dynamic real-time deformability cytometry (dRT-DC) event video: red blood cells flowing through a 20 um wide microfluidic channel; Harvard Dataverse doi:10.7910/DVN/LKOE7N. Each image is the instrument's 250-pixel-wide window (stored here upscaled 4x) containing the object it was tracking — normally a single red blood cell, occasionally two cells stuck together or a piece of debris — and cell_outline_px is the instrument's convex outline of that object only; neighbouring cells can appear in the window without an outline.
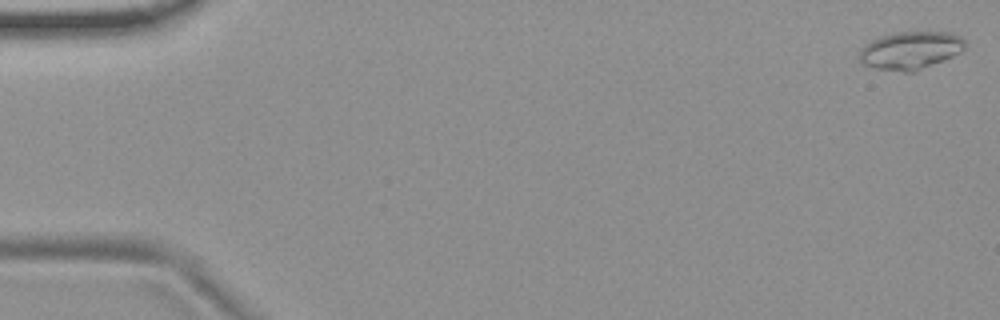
{"species": "common noctule bat (a hibernating species)", "species_latin": "Nyctalus noctula", "temperature_condition": "room temperature", "stored_images_in_passage": 15, "camera_frame_rate_fps": 3000, "um_per_image_px": 0.085, "animal": {"sex": "female", "body_mass_g": 19.9}, "frame": {"image": 1, "passage_image": 1, "time_ms": 0.0, "image_size_px": [1000, 320], "cell_outline_px": [[964, 48], [960, 52], [952, 56], [916, 72], [904, 72], [876, 68], [864, 64], [860, 60], [860, 48], [872, 40], [880, 36], [896, 32], [952, 32], [960, 36], [964, 40]], "centroid_in_image_um": [77.39, 4.28], "position_along_channel_um": 7.6, "area_um2": 23.18}}